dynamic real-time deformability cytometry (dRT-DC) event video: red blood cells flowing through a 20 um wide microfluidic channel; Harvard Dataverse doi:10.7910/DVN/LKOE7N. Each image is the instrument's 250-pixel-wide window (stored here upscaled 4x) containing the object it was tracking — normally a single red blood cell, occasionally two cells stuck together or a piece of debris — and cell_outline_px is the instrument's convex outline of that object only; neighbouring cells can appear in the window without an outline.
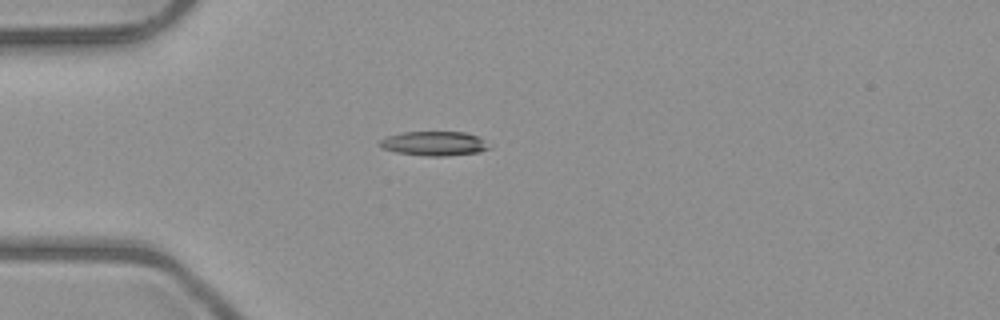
{"species": "common noctule bat (a hibernating species)", "species_latin": "Nyctalus noctula", "temperature_condition": "room temperature", "stored_images_in_passage": 5, "camera_frame_rate_fps": 3000, "um_per_image_px": 0.085, "animal": {"sex": "male", "body_mass_g": 23.1, "forearm_length_mm": 52.7}, "frame": {"image": 1, "passage_image": 4, "time_ms": 3.333, "image_size_px": [1000, 320], "cell_outline_px": [[492, 148], [480, 152], [448, 156], [424, 156], [396, 152], [380, 148], [376, 144], [380, 140], [388, 136], [400, 132], [464, 132], [476, 136], [484, 140]], "centroid_in_image_um": [36.87, 12.21], "position_along_channel_um": 48.1, "area_um2": 15.72}}